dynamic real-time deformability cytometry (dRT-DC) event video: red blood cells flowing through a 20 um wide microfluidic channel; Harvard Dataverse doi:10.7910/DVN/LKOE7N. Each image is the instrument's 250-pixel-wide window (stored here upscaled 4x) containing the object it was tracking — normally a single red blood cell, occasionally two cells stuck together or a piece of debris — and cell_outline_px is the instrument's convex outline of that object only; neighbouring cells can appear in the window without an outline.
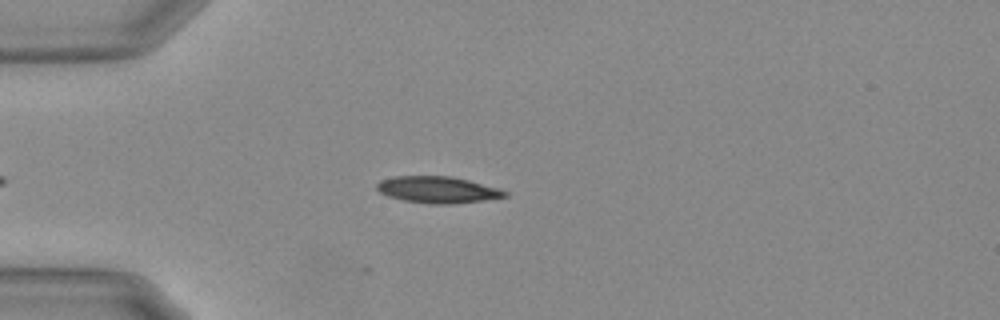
{"species": "Egyptian fruit bat (a non-hibernating species)", "species_latin": "Rousettus aegyptiacus", "temperature_condition": "warm", "stored_images_in_passage": 40, "camera_frame_rate_fps": 3000, "um_per_image_px": 0.085, "animal": {"sex": "female"}, "frame": {"image": 1, "passage_image": 4, "time_ms": 1.0, "image_size_px": [1000, 320], "cell_outline_px": [[508, 196], [480, 200], [448, 204], [432, 204], [404, 200], [388, 196], [380, 192], [376, 188], [376, 184], [380, 180], [396, 176], [448, 176], [468, 180], [500, 188], [508, 192]], "centroid_in_image_um": [37.19, 16.12], "position_along_channel_um": 47.8, "area_um2": 19.59}}
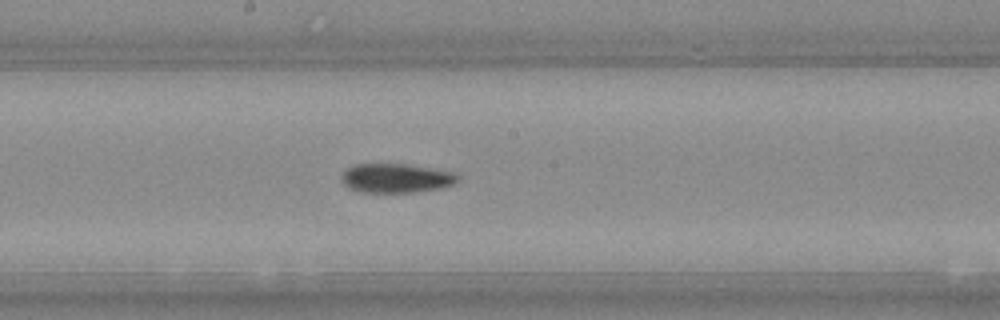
{"frame": {"image": 2, "passage_image": 19, "time_ms": 6.0, "image_size_px": [1000, 320], "cell_outline_px": [[460, 180], [452, 184], [436, 188], [416, 192], [360, 192], [348, 188], [344, 184], [344, 172], [348, 168], [356, 164], [404, 164], [452, 172], [460, 176]], "centroid_in_image_um": [33.67, 15.15], "position_along_channel_um": 214.5, "area_um2": 19.31}}
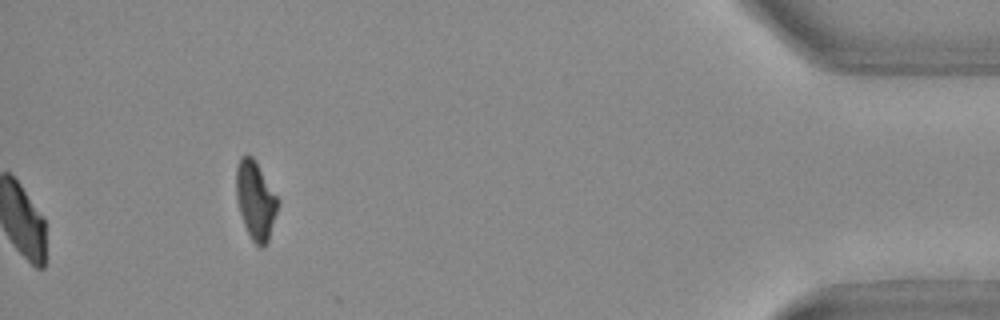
{"frame": {"image": 3, "passage_image": 40, "time_ms": 13.0, "image_size_px": [1000, 320], "cell_outline_px": [[276, 212], [268, 240], [260, 248], [252, 240], [244, 224], [240, 212], [236, 196], [236, 168], [240, 160], [248, 152], [252, 156], [276, 196]], "centroid_in_image_um": [21.68, 17.01], "position_along_channel_um": 413.5, "area_um2": 18.15}, "authors_computed_cell_mechanics": {"area_um2": 19.5942, "velocity_mm_per_s": 3.7004, "shape_relaxation_time_tau1_ms": null, "shape_relaxation_time_tau2_ms": 3.6354, "deformation_change_tau1": null, "deformation_change_tau2": 0.0585}}